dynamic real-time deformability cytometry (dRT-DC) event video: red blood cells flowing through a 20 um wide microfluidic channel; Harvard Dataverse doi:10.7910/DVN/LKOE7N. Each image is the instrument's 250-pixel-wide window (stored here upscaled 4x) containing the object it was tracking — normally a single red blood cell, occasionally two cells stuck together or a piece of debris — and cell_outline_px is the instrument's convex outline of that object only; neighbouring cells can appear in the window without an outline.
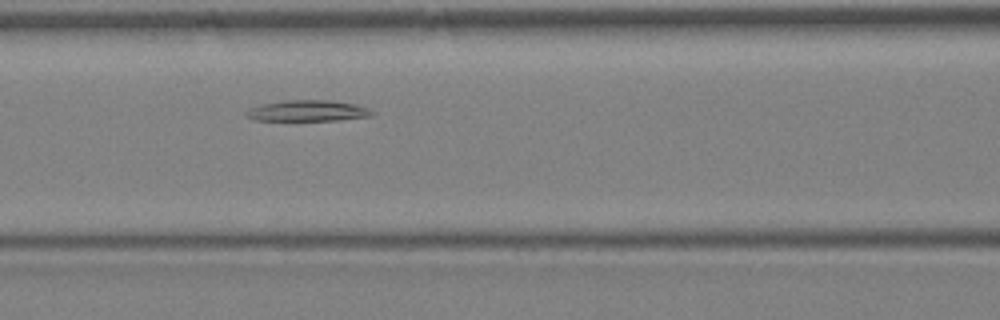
{"species": "Egyptian fruit bat (a non-hibernating species)", "species_latin": "Rousettus aegyptiacus", "temperature_condition": "warm", "stored_images_in_passage": 27, "segment_of_instrument_passage": [2, 2], "camera_frame_rate_fps": 3000, "um_per_image_px": 0.085, "animal": {"sex": "female"}, "frame": {"image": 1, "passage_image": 10, "time_ms": 3.0, "image_size_px": [1000, 320], "cell_outline_px": [[372, 116], [336, 120], [252, 120], [244, 112], [252, 108], [264, 104], [284, 100], [328, 100], [356, 104], [368, 108], [372, 112]], "centroid_in_image_um": [26.16, 9.41], "position_along_channel_um": 140.4, "area_um2": 15.14}}
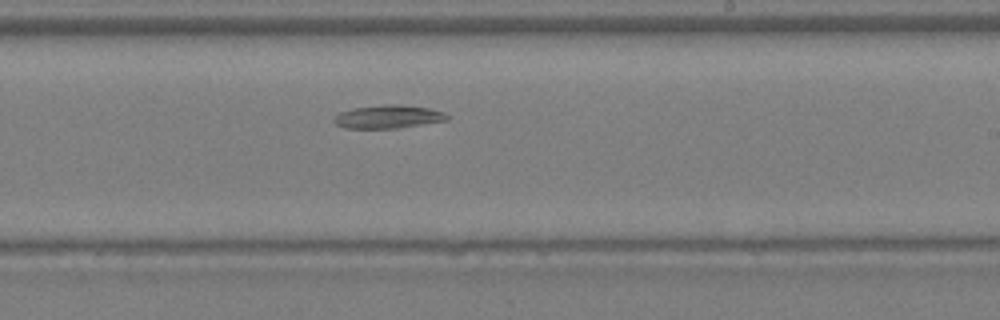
{"frame": {"image": 2, "passage_image": 16, "time_ms": 5.0, "image_size_px": [1000, 320], "cell_outline_px": [[448, 120], [400, 128], [344, 128], [336, 124], [332, 120], [340, 112], [352, 108], [384, 104], [396, 104], [428, 108], [444, 112], [448, 116]], "centroid_in_image_um": [32.98, 9.92], "position_along_channel_um": 256.0, "area_um2": 15.32}}
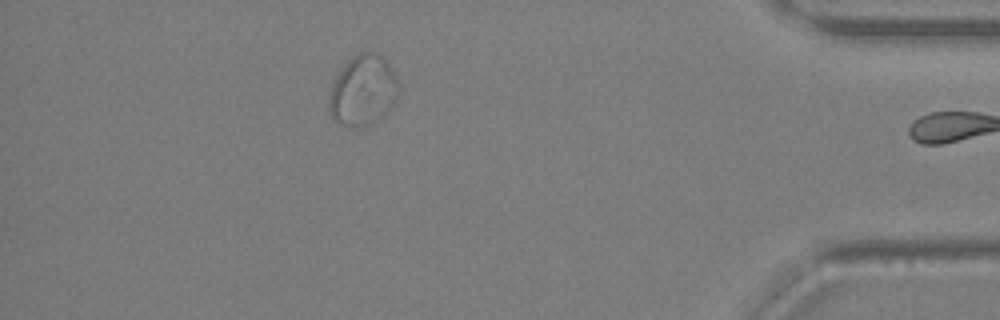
{"frame": {"image": 3, "passage_image": 26, "time_ms": 8.333, "image_size_px": [1000, 320], "cell_outline_px": [[400, 96], [396, 104], [388, 112], [376, 120], [368, 124], [340, 124], [332, 120], [328, 104], [328, 96], [332, 84], [336, 76], [344, 64], [352, 56], [360, 52], [376, 52], [388, 64], [396, 76], [400, 84]], "centroid_in_image_um": [30.88, 7.66], "position_along_channel_um": 404.3, "area_um2": 28.67}}